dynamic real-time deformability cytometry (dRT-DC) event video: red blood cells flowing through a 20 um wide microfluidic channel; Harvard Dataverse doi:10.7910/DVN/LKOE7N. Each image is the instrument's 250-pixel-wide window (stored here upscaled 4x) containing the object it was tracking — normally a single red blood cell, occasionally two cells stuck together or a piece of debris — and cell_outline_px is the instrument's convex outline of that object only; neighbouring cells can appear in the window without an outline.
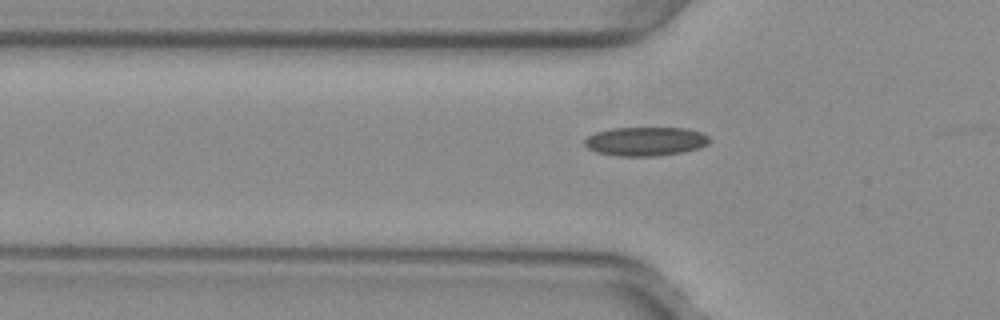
{"species": "common noctule bat (a hibernating species)", "species_latin": "Nyctalus noctula", "temperature_condition": "warm", "stored_images_in_passage": 28, "camera_frame_rate_fps": 3000, "um_per_image_px": 0.085, "animal": {"sex": "female", "body_mass_g": 29.2, "forearm_length_mm": 56.3}, "frame": {"image": 1, "passage_image": 5, "time_ms": 1.333, "image_size_px": [1000, 320], "cell_outline_px": [[712, 140], [708, 144], [700, 148], [684, 152], [656, 156], [616, 156], [596, 152], [588, 148], [584, 144], [584, 140], [588, 136], [596, 132], [612, 128], [684, 128], [700, 132], [708, 136]], "centroid_in_image_um": [54.88, 12.02], "position_along_channel_um": 70.9, "area_um2": 21.15}}
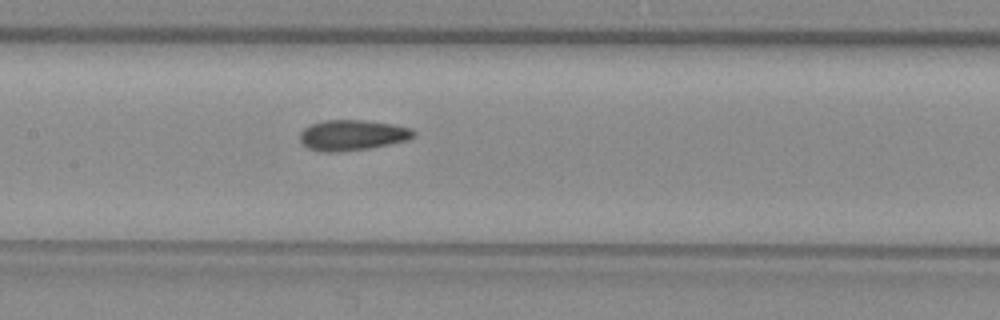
{"frame": {"image": 2, "passage_image": 13, "time_ms": 4.0, "image_size_px": [1000, 320], "cell_outline_px": [[416, 136], [408, 140], [368, 148], [340, 152], [324, 152], [308, 148], [300, 140], [300, 132], [304, 128], [312, 124], [324, 120], [364, 120], [392, 124], [412, 128], [416, 132]], "centroid_in_image_um": [29.97, 11.48], "position_along_channel_um": 177.4, "area_um2": 20.23}}
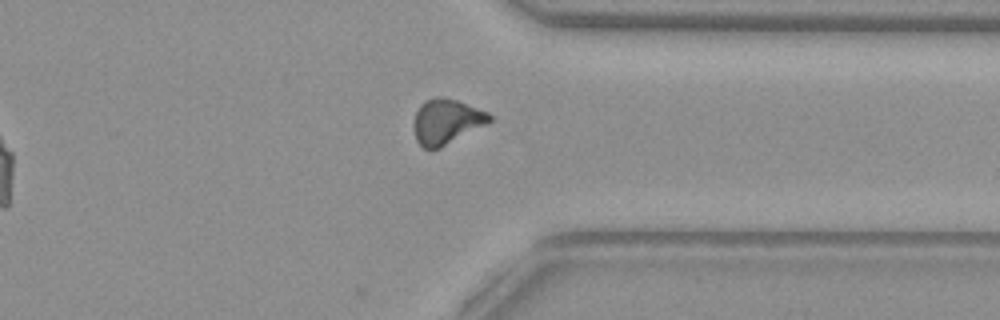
{"frame": {"image": 3, "passage_image": 28, "time_ms": 9.0, "image_size_px": [1000, 320], "cell_outline_px": [[492, 120], [488, 124], [440, 148], [424, 148], [416, 140], [412, 124], [416, 112], [420, 104], [424, 100], [436, 96], [444, 96], [456, 100], [488, 112], [492, 116]], "centroid_in_image_um": [37.94, 10.31], "position_along_channel_um": 373.5, "area_um2": 20.11}, "authors_computed_cell_mechanics": {"area_um2": 19.9988, "velocity_mm_per_s": 3.9691, "shape_relaxation_time_tau1_ms": null, "shape_relaxation_time_tau2_ms": 3.4854, "deformation_change_tau1": null, "deformation_change_tau2": 0.0767}}